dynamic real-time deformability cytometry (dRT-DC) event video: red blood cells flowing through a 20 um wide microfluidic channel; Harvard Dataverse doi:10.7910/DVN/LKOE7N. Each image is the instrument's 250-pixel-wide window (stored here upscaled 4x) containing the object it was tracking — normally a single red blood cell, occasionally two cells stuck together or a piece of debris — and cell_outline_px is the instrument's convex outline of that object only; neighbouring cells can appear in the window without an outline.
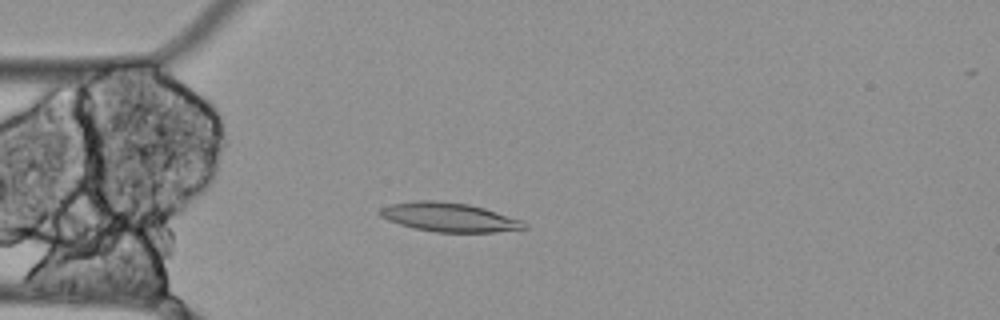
{"species": "Egyptian fruit bat (a non-hibernating species)", "species_latin": "Rousettus aegyptiacus", "temperature_condition": "cold", "stored_images_in_passage": 6, "camera_frame_rate_fps": 3000, "um_per_image_px": 0.085, "animal": {"sex": "female"}, "frame": {"image": 1, "passage_image": 5, "time_ms": 1.333, "image_size_px": [1000, 320], "cell_outline_px": [[528, 228], [492, 232], [436, 232], [412, 228], [388, 220], [380, 216], [380, 208], [388, 204], [420, 200], [436, 200], [468, 204], [484, 208], [524, 220], [528, 224]], "centroid_in_image_um": [38.2, 18.46], "position_along_channel_um": 46.8, "area_um2": 24.51}}